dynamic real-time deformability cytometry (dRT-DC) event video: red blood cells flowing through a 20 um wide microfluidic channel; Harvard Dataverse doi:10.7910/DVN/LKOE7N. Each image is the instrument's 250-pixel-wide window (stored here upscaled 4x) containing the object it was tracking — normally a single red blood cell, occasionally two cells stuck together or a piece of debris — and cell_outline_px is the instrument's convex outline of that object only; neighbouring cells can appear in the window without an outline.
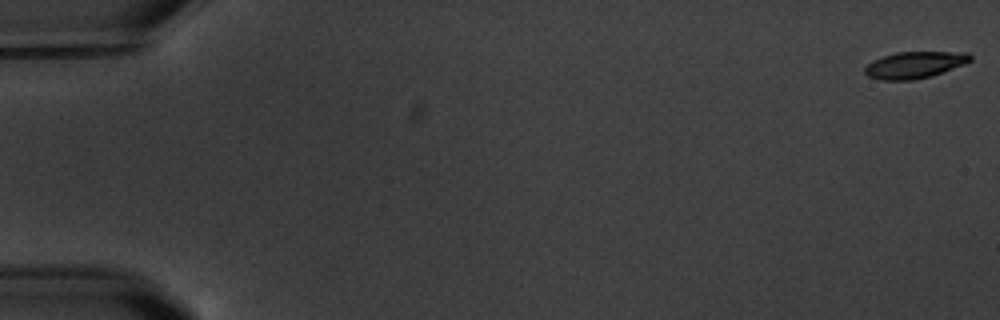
{"species": "common noctule bat (a hibernating species)", "species_latin": "Nyctalus noctula", "temperature_condition": "warm", "stored_images_in_passage": 6, "camera_frame_rate_fps": 3000, "um_per_image_px": 0.085, "animal": {"sex": "male", "body_mass_g": 20.1, "forearm_length_mm": 53.5}, "frame": {"image": 1, "passage_image": 1, "time_ms": 0.0, "image_size_px": [1000, 320], "cell_outline_px": [[972, 60], [964, 64], [932, 76], [912, 80], [880, 80], [868, 76], [864, 72], [864, 68], [872, 60], [896, 52], [968, 52], [972, 56]], "centroid_in_image_um": [77.74, 5.52], "position_along_channel_um": 7.3, "area_um2": 16.42}}
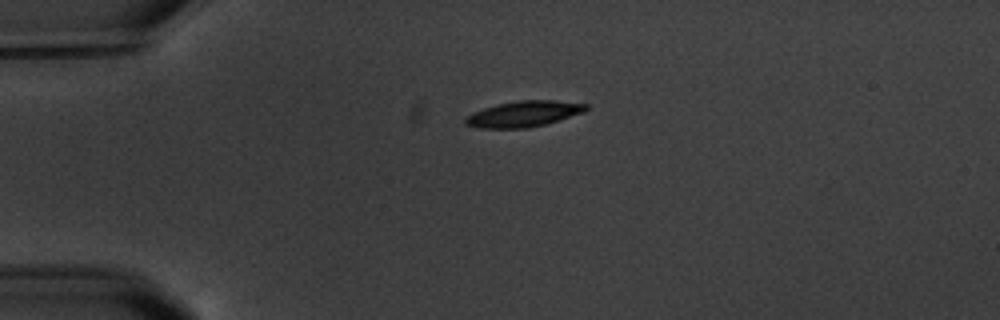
{"frame": {"image": 2, "passage_image": 5, "time_ms": 4.667, "image_size_px": [1000, 320], "cell_outline_px": [[588, 108], [584, 112], [544, 124], [524, 128], [480, 128], [464, 124], [464, 116], [472, 112], [496, 104], [520, 100], [556, 100], [588, 104]], "centroid_in_image_um": [44.47, 9.67], "position_along_channel_um": 40.5, "area_um2": 18.15}}